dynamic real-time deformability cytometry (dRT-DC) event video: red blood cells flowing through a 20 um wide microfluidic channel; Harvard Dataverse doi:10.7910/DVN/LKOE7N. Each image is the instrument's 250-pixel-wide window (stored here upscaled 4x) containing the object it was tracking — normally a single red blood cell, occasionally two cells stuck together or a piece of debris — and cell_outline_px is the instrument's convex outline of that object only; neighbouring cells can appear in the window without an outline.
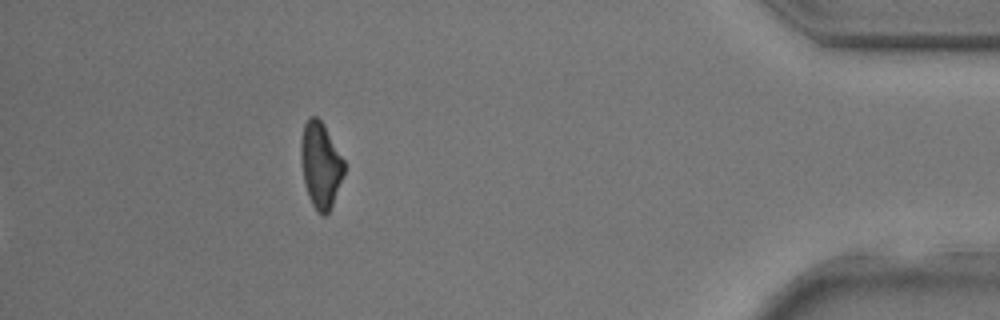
{"species": "common noctule bat (a hibernating species)", "species_latin": "Nyctalus noctula", "temperature_condition": "room temperature", "stored_images_in_passage": 35, "camera_frame_rate_fps": 3000, "um_per_image_px": 0.085, "animal": {"sex": "male", "body_mass_g": 17.9, "forearm_length_mm": 54.2}, "frame": {"image": 1, "passage_image": 35, "time_ms": 11.333, "image_size_px": [1000, 320], "cell_outline_px": [[344, 172], [332, 204], [328, 212], [324, 216], [316, 212], [308, 196], [304, 184], [300, 160], [300, 140], [304, 124], [312, 116], [316, 116], [320, 120], [344, 160]], "centroid_in_image_um": [27.21, 14.05], "position_along_channel_um": 408.0, "area_um2": 21.33}}